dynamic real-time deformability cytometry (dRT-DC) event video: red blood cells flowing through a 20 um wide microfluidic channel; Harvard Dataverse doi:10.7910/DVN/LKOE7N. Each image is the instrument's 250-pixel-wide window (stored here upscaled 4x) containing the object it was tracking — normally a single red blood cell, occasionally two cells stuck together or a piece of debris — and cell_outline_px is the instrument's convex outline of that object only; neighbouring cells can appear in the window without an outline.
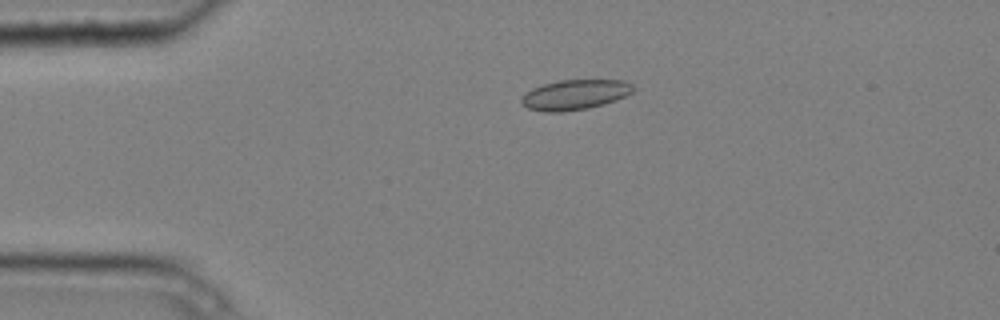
{"species": "common noctule bat (a hibernating species)", "species_latin": "Nyctalus noctula", "temperature_condition": "cold", "stored_images_in_passage": 2, "camera_frame_rate_fps": 3000, "um_per_image_px": 0.085, "animal": {"sex": "male", "body_mass_g": 20.4}, "frame": {"image": 1, "passage_image": 1, "time_ms": 0.0, "image_size_px": [1000, 320], "cell_outline_px": [[636, 88], [632, 92], [616, 100], [604, 104], [588, 108], [564, 112], [544, 112], [528, 108], [520, 104], [520, 100], [532, 88], [544, 84], [560, 80], [624, 80], [632, 84]], "centroid_in_image_um": [48.88, 8.05], "position_along_channel_um": 36.1, "area_um2": 19.59}}